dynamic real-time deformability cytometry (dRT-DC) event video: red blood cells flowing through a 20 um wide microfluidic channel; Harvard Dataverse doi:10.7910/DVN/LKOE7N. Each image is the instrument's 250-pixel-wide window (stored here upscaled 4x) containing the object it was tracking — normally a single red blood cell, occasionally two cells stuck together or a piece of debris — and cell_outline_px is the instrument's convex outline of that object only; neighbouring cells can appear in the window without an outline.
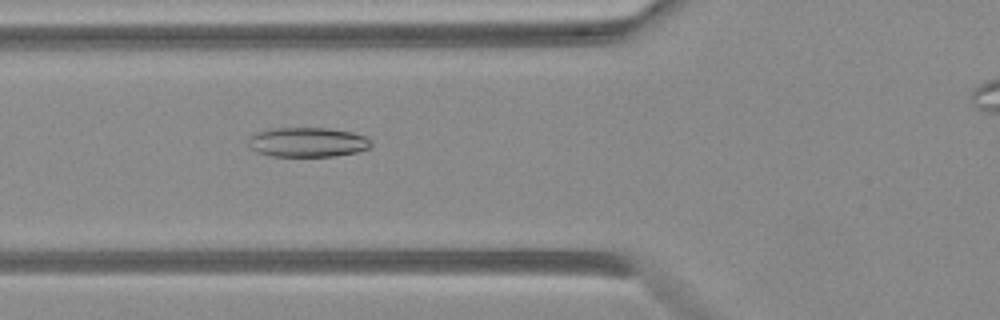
{"species": "Egyptian fruit bat (a non-hibernating species)", "species_latin": "Rousettus aegyptiacus", "temperature_condition": "warm", "stored_images_in_passage": 35, "camera_frame_rate_fps": 3000, "um_per_image_px": 0.085, "animal": {"sex": "female"}, "frame": {"image": 1, "passage_image": 9, "time_ms": 2.667, "image_size_px": [1000, 320], "cell_outline_px": [[372, 148], [356, 152], [332, 156], [272, 156], [256, 152], [252, 148], [248, 140], [248, 136], [256, 132], [272, 128], [328, 128], [352, 132], [364, 136], [372, 144]], "centroid_in_image_um": [26.13, 12.08], "position_along_channel_um": 99.7, "area_um2": 21.15}}
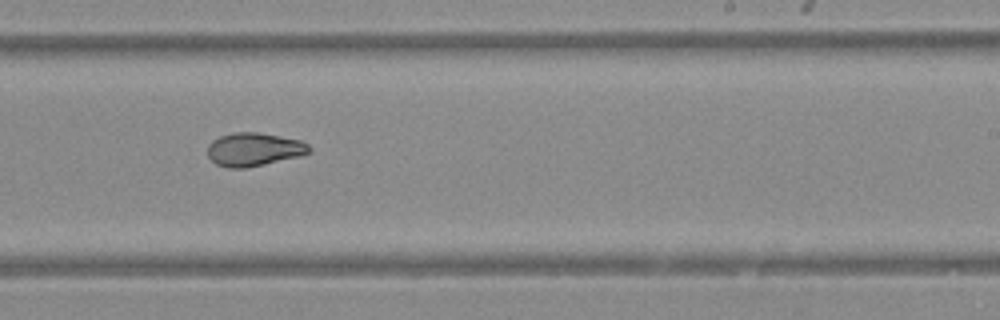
{"frame": {"image": 2, "passage_image": 21, "time_ms": 6.667, "image_size_px": [1000, 320], "cell_outline_px": [[312, 152], [300, 156], [264, 164], [244, 168], [228, 168], [216, 164], [208, 156], [208, 144], [212, 140], [220, 136], [232, 132], [256, 132], [300, 140], [308, 144], [312, 148]], "centroid_in_image_um": [21.58, 12.7], "position_along_channel_um": 267.4, "area_um2": 19.77}}
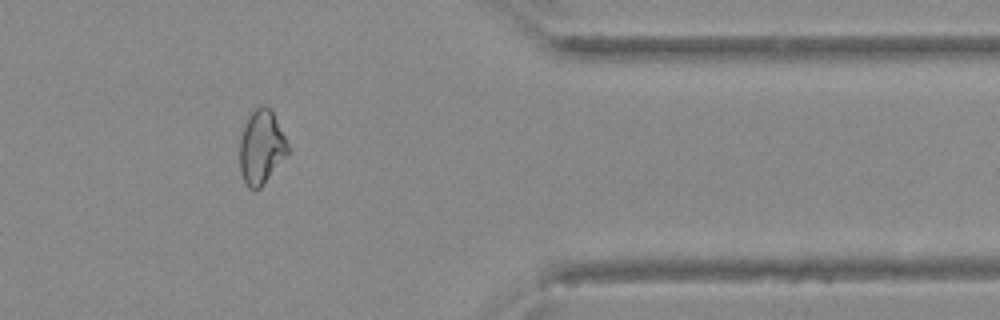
{"frame": {"image": 3, "passage_image": 31, "time_ms": 10.0, "image_size_px": [1000, 320], "cell_outline_px": [[288, 152], [260, 188], [248, 188], [240, 172], [240, 140], [248, 116], [260, 104], [264, 104], [272, 112], [288, 144]], "centroid_in_image_um": [22.19, 12.5], "position_along_channel_um": 389.2, "area_um2": 20.11}}